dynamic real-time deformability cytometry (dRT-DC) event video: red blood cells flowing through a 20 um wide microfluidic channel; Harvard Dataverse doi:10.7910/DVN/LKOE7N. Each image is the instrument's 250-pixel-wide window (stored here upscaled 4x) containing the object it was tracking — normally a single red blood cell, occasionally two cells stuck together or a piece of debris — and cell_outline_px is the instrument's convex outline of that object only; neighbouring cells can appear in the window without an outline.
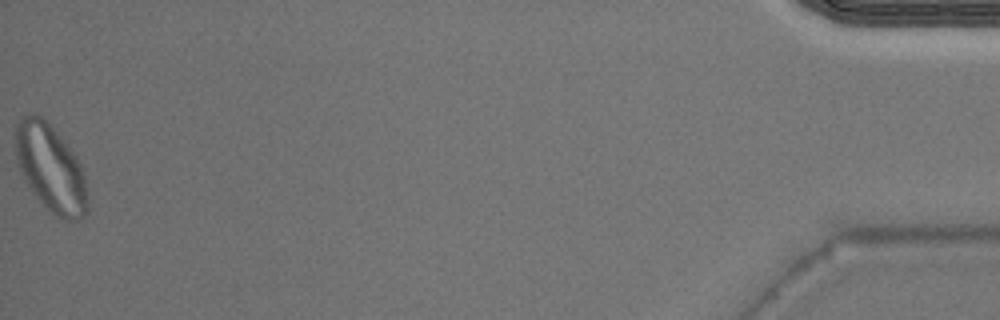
{"species": "Egyptian fruit bat (a non-hibernating species)", "species_latin": "Rousettus aegyptiacus", "temperature_condition": "warm", "stored_images_in_passage": 33, "segment_of_instrument_passage": [2, 2], "camera_frame_rate_fps": 3000, "um_per_image_px": 0.085, "animal": {"sex": "male"}, "frame": {"image": 1, "passage_image": 33, "time_ms": 10.667, "image_size_px": [1000, 320], "cell_outline_px": [[88, 212], [80, 220], [68, 220], [56, 216], [32, 192], [24, 180], [16, 164], [16, 124], [20, 116], [28, 112], [36, 112], [56, 132], [76, 156], [80, 164], [84, 176], [88, 192]], "centroid_in_image_um": [4.29, 14.29], "position_along_channel_um": 430.9, "area_um2": 36.7}}